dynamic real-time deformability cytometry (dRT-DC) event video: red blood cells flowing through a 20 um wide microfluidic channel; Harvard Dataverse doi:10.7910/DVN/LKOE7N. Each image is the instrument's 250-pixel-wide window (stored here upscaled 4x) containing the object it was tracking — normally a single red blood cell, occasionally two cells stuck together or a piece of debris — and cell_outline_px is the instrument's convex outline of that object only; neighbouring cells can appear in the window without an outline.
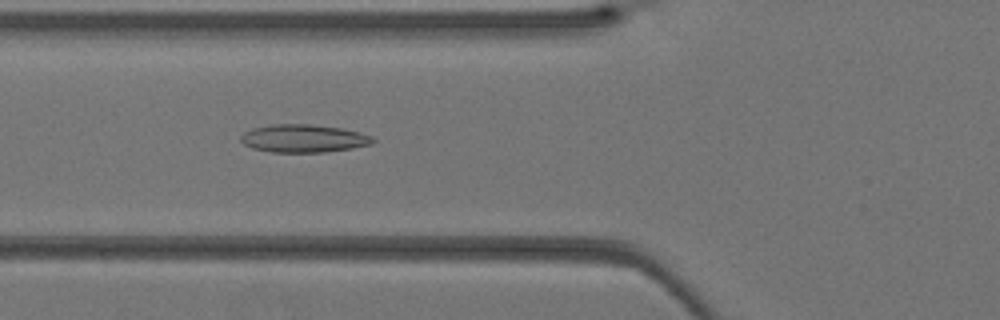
{"species": "Egyptian fruit bat (a non-hibernating species)", "species_latin": "Rousettus aegyptiacus", "temperature_condition": "warm", "stored_images_in_passage": 40, "camera_frame_rate_fps": 3000, "um_per_image_px": 0.085, "animal": {"sex": "female"}, "frame": {"image": 1, "passage_image": 15, "time_ms": 4.667, "image_size_px": [1000, 320], "cell_outline_px": [[376, 140], [372, 144], [352, 148], [324, 152], [272, 152], [252, 148], [244, 144], [240, 140], [240, 136], [244, 132], [252, 128], [272, 124], [308, 124], [340, 128], [360, 132], [372, 136]], "centroid_in_image_um": [25.8, 11.76], "position_along_channel_um": 100.0, "area_um2": 21.5}}
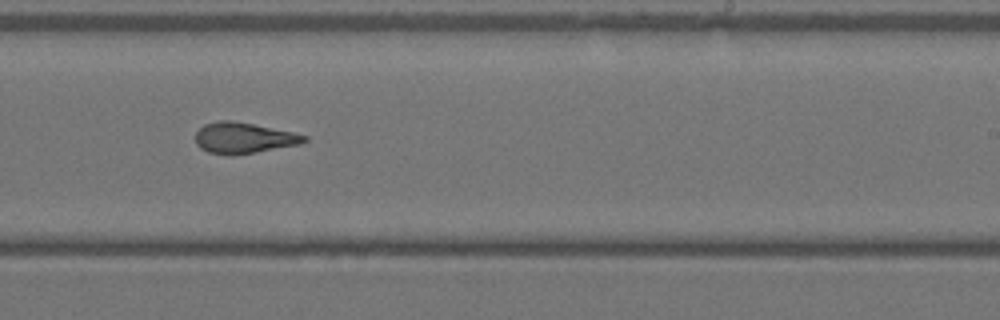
{"frame": {"image": 2, "passage_image": 25, "time_ms": 8.0, "image_size_px": [1000, 320], "cell_outline_px": [[308, 140], [300, 144], [232, 156], [208, 152], [200, 148], [196, 144], [196, 132], [204, 124], [220, 120], [228, 120], [252, 124], [292, 132], [308, 136]], "centroid_in_image_um": [20.69, 11.73], "position_along_channel_um": 268.3, "area_um2": 19.42}}
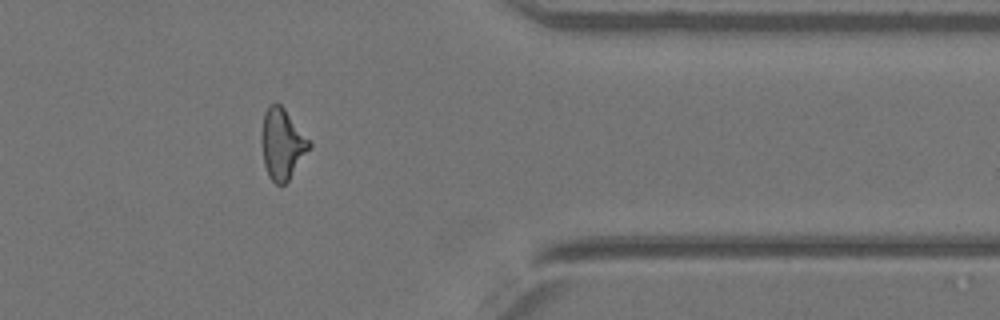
{"frame": {"image": 3, "passage_image": 33, "time_ms": 10.667, "image_size_px": [1000, 320], "cell_outline_px": [[312, 144], [288, 180], [284, 184], [276, 184], [268, 176], [264, 164], [260, 140], [260, 132], [264, 112], [268, 104], [276, 100], [284, 108]], "centroid_in_image_um": [23.93, 12.18], "position_along_channel_um": 387.5, "area_um2": 19.65}}